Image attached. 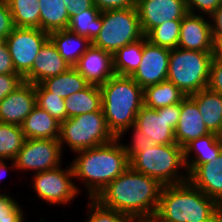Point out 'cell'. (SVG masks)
<instances>
[{
    "instance_id": "3957f363",
    "label": "cell",
    "mask_w": 222,
    "mask_h": 222,
    "mask_svg": "<svg viewBox=\"0 0 222 222\" xmlns=\"http://www.w3.org/2000/svg\"><path fill=\"white\" fill-rule=\"evenodd\" d=\"M222 206L189 181L164 185L151 222H213Z\"/></svg>"
},
{
    "instance_id": "4dcf8cb0",
    "label": "cell",
    "mask_w": 222,
    "mask_h": 222,
    "mask_svg": "<svg viewBox=\"0 0 222 222\" xmlns=\"http://www.w3.org/2000/svg\"><path fill=\"white\" fill-rule=\"evenodd\" d=\"M15 27L40 29L39 0H6Z\"/></svg>"
},
{
    "instance_id": "7c38bea8",
    "label": "cell",
    "mask_w": 222,
    "mask_h": 222,
    "mask_svg": "<svg viewBox=\"0 0 222 222\" xmlns=\"http://www.w3.org/2000/svg\"><path fill=\"white\" fill-rule=\"evenodd\" d=\"M49 39V33L39 28L14 27L6 43L17 74L24 78L32 69L40 48Z\"/></svg>"
},
{
    "instance_id": "277c9868",
    "label": "cell",
    "mask_w": 222,
    "mask_h": 222,
    "mask_svg": "<svg viewBox=\"0 0 222 222\" xmlns=\"http://www.w3.org/2000/svg\"><path fill=\"white\" fill-rule=\"evenodd\" d=\"M99 88L108 129L117 138L124 130L135 125L136 115L144 105V89L131 76L117 74Z\"/></svg>"
},
{
    "instance_id": "7a4b0ae2",
    "label": "cell",
    "mask_w": 222,
    "mask_h": 222,
    "mask_svg": "<svg viewBox=\"0 0 222 222\" xmlns=\"http://www.w3.org/2000/svg\"><path fill=\"white\" fill-rule=\"evenodd\" d=\"M70 164L75 179L85 183L89 198H96L130 166L127 152L118 138L110 143L76 152V158Z\"/></svg>"
},
{
    "instance_id": "6da1fadb",
    "label": "cell",
    "mask_w": 222,
    "mask_h": 222,
    "mask_svg": "<svg viewBox=\"0 0 222 222\" xmlns=\"http://www.w3.org/2000/svg\"><path fill=\"white\" fill-rule=\"evenodd\" d=\"M163 185L130 166L95 198L103 206L128 215L134 222H151Z\"/></svg>"
},
{
    "instance_id": "4316f807",
    "label": "cell",
    "mask_w": 222,
    "mask_h": 222,
    "mask_svg": "<svg viewBox=\"0 0 222 222\" xmlns=\"http://www.w3.org/2000/svg\"><path fill=\"white\" fill-rule=\"evenodd\" d=\"M53 95L66 99L75 92L85 89L89 83L75 67L66 72L48 78L41 83Z\"/></svg>"
},
{
    "instance_id": "60d3db41",
    "label": "cell",
    "mask_w": 222,
    "mask_h": 222,
    "mask_svg": "<svg viewBox=\"0 0 222 222\" xmlns=\"http://www.w3.org/2000/svg\"><path fill=\"white\" fill-rule=\"evenodd\" d=\"M213 42L216 52L222 51V5L210 16Z\"/></svg>"
},
{
    "instance_id": "9a60e30c",
    "label": "cell",
    "mask_w": 222,
    "mask_h": 222,
    "mask_svg": "<svg viewBox=\"0 0 222 222\" xmlns=\"http://www.w3.org/2000/svg\"><path fill=\"white\" fill-rule=\"evenodd\" d=\"M206 15L187 13L181 21L177 47L193 51L216 52L210 19ZM208 21H207V20Z\"/></svg>"
},
{
    "instance_id": "44dd1931",
    "label": "cell",
    "mask_w": 222,
    "mask_h": 222,
    "mask_svg": "<svg viewBox=\"0 0 222 222\" xmlns=\"http://www.w3.org/2000/svg\"><path fill=\"white\" fill-rule=\"evenodd\" d=\"M222 152V137L210 133L194 139L183 147V158L186 172L189 175L197 166L210 161ZM193 153V158L191 157ZM195 155V156H194Z\"/></svg>"
},
{
    "instance_id": "83f0119b",
    "label": "cell",
    "mask_w": 222,
    "mask_h": 222,
    "mask_svg": "<svg viewBox=\"0 0 222 222\" xmlns=\"http://www.w3.org/2000/svg\"><path fill=\"white\" fill-rule=\"evenodd\" d=\"M185 97L184 93L168 80L144 88V105L153 109L181 103Z\"/></svg>"
},
{
    "instance_id": "ba28073f",
    "label": "cell",
    "mask_w": 222,
    "mask_h": 222,
    "mask_svg": "<svg viewBox=\"0 0 222 222\" xmlns=\"http://www.w3.org/2000/svg\"><path fill=\"white\" fill-rule=\"evenodd\" d=\"M103 24L97 37L91 42L114 55L120 48L144 37L136 7L101 12Z\"/></svg>"
},
{
    "instance_id": "f35d334b",
    "label": "cell",
    "mask_w": 222,
    "mask_h": 222,
    "mask_svg": "<svg viewBox=\"0 0 222 222\" xmlns=\"http://www.w3.org/2000/svg\"><path fill=\"white\" fill-rule=\"evenodd\" d=\"M188 13L209 16L222 5V0H186ZM195 11V12H194Z\"/></svg>"
},
{
    "instance_id": "f546056e",
    "label": "cell",
    "mask_w": 222,
    "mask_h": 222,
    "mask_svg": "<svg viewBox=\"0 0 222 222\" xmlns=\"http://www.w3.org/2000/svg\"><path fill=\"white\" fill-rule=\"evenodd\" d=\"M143 46L144 37L120 48L113 55L114 73L122 76H132L141 63Z\"/></svg>"
},
{
    "instance_id": "30bf717a",
    "label": "cell",
    "mask_w": 222,
    "mask_h": 222,
    "mask_svg": "<svg viewBox=\"0 0 222 222\" xmlns=\"http://www.w3.org/2000/svg\"><path fill=\"white\" fill-rule=\"evenodd\" d=\"M62 148L59 139H26L13 163V169L36 173L61 166Z\"/></svg>"
},
{
    "instance_id": "52a82bcc",
    "label": "cell",
    "mask_w": 222,
    "mask_h": 222,
    "mask_svg": "<svg viewBox=\"0 0 222 222\" xmlns=\"http://www.w3.org/2000/svg\"><path fill=\"white\" fill-rule=\"evenodd\" d=\"M115 138L108 129L103 112L81 114L60 123L59 142L62 150L67 145L76 153L110 143Z\"/></svg>"
},
{
    "instance_id": "f1b7e54d",
    "label": "cell",
    "mask_w": 222,
    "mask_h": 222,
    "mask_svg": "<svg viewBox=\"0 0 222 222\" xmlns=\"http://www.w3.org/2000/svg\"><path fill=\"white\" fill-rule=\"evenodd\" d=\"M102 24L103 19L101 17V11L93 6L90 9L72 15L67 30L84 36L92 42L100 32Z\"/></svg>"
},
{
    "instance_id": "836d02e7",
    "label": "cell",
    "mask_w": 222,
    "mask_h": 222,
    "mask_svg": "<svg viewBox=\"0 0 222 222\" xmlns=\"http://www.w3.org/2000/svg\"><path fill=\"white\" fill-rule=\"evenodd\" d=\"M36 105L49 113L60 123L67 120L65 99L53 95L42 84L35 85Z\"/></svg>"
},
{
    "instance_id": "d590c367",
    "label": "cell",
    "mask_w": 222,
    "mask_h": 222,
    "mask_svg": "<svg viewBox=\"0 0 222 222\" xmlns=\"http://www.w3.org/2000/svg\"><path fill=\"white\" fill-rule=\"evenodd\" d=\"M9 195L0 193V222H25L23 209Z\"/></svg>"
},
{
    "instance_id": "d4e9b609",
    "label": "cell",
    "mask_w": 222,
    "mask_h": 222,
    "mask_svg": "<svg viewBox=\"0 0 222 222\" xmlns=\"http://www.w3.org/2000/svg\"><path fill=\"white\" fill-rule=\"evenodd\" d=\"M67 119L81 114L102 111V95L99 86L89 84L65 99Z\"/></svg>"
},
{
    "instance_id": "b9f144b4",
    "label": "cell",
    "mask_w": 222,
    "mask_h": 222,
    "mask_svg": "<svg viewBox=\"0 0 222 222\" xmlns=\"http://www.w3.org/2000/svg\"><path fill=\"white\" fill-rule=\"evenodd\" d=\"M23 82L19 74H0V102Z\"/></svg>"
},
{
    "instance_id": "ffe728a7",
    "label": "cell",
    "mask_w": 222,
    "mask_h": 222,
    "mask_svg": "<svg viewBox=\"0 0 222 222\" xmlns=\"http://www.w3.org/2000/svg\"><path fill=\"white\" fill-rule=\"evenodd\" d=\"M188 181L222 206V152L197 166L188 175Z\"/></svg>"
},
{
    "instance_id": "8d00e7d4",
    "label": "cell",
    "mask_w": 222,
    "mask_h": 222,
    "mask_svg": "<svg viewBox=\"0 0 222 222\" xmlns=\"http://www.w3.org/2000/svg\"><path fill=\"white\" fill-rule=\"evenodd\" d=\"M131 128V130L133 131V134L131 136L132 140L130 143V145L128 144H125L123 145L122 143V146L123 148L126 150L127 152V155H128V158L129 160L137 153V152H140L143 148L145 147H152L155 145L154 142H152L148 137L147 135H144L142 133V131L136 127L135 125H132L130 126L129 128H127L126 130H124L117 138L119 140L122 139L123 135L125 134L126 131H128L129 129Z\"/></svg>"
},
{
    "instance_id": "5bb4252c",
    "label": "cell",
    "mask_w": 222,
    "mask_h": 222,
    "mask_svg": "<svg viewBox=\"0 0 222 222\" xmlns=\"http://www.w3.org/2000/svg\"><path fill=\"white\" fill-rule=\"evenodd\" d=\"M170 50L152 44L144 36L142 60L131 76L134 81L144 89L149 85L167 80Z\"/></svg>"
},
{
    "instance_id": "2e32d148",
    "label": "cell",
    "mask_w": 222,
    "mask_h": 222,
    "mask_svg": "<svg viewBox=\"0 0 222 222\" xmlns=\"http://www.w3.org/2000/svg\"><path fill=\"white\" fill-rule=\"evenodd\" d=\"M35 106V85L24 81L0 102V122L21 126Z\"/></svg>"
},
{
    "instance_id": "ab89813d",
    "label": "cell",
    "mask_w": 222,
    "mask_h": 222,
    "mask_svg": "<svg viewBox=\"0 0 222 222\" xmlns=\"http://www.w3.org/2000/svg\"><path fill=\"white\" fill-rule=\"evenodd\" d=\"M14 27L7 1L0 0V40H5Z\"/></svg>"
},
{
    "instance_id": "8fae6325",
    "label": "cell",
    "mask_w": 222,
    "mask_h": 222,
    "mask_svg": "<svg viewBox=\"0 0 222 222\" xmlns=\"http://www.w3.org/2000/svg\"><path fill=\"white\" fill-rule=\"evenodd\" d=\"M73 170L71 164L63 169L58 168L34 173L33 190L38 194L40 199L49 204L68 205L77 197L80 189L74 184Z\"/></svg>"
},
{
    "instance_id": "7dc6e473",
    "label": "cell",
    "mask_w": 222,
    "mask_h": 222,
    "mask_svg": "<svg viewBox=\"0 0 222 222\" xmlns=\"http://www.w3.org/2000/svg\"><path fill=\"white\" fill-rule=\"evenodd\" d=\"M213 222H222V213Z\"/></svg>"
},
{
    "instance_id": "74e56055",
    "label": "cell",
    "mask_w": 222,
    "mask_h": 222,
    "mask_svg": "<svg viewBox=\"0 0 222 222\" xmlns=\"http://www.w3.org/2000/svg\"><path fill=\"white\" fill-rule=\"evenodd\" d=\"M207 88L222 94V54L216 52L212 60Z\"/></svg>"
},
{
    "instance_id": "5b68a950",
    "label": "cell",
    "mask_w": 222,
    "mask_h": 222,
    "mask_svg": "<svg viewBox=\"0 0 222 222\" xmlns=\"http://www.w3.org/2000/svg\"><path fill=\"white\" fill-rule=\"evenodd\" d=\"M129 162L133 170L157 179L163 186L188 181V174L184 171L183 148L177 143L145 147ZM182 171L185 173L182 174Z\"/></svg>"
},
{
    "instance_id": "e0dca14e",
    "label": "cell",
    "mask_w": 222,
    "mask_h": 222,
    "mask_svg": "<svg viewBox=\"0 0 222 222\" xmlns=\"http://www.w3.org/2000/svg\"><path fill=\"white\" fill-rule=\"evenodd\" d=\"M89 84L101 86L115 73L113 55L91 45L74 66Z\"/></svg>"
},
{
    "instance_id": "f6af8a7d",
    "label": "cell",
    "mask_w": 222,
    "mask_h": 222,
    "mask_svg": "<svg viewBox=\"0 0 222 222\" xmlns=\"http://www.w3.org/2000/svg\"><path fill=\"white\" fill-rule=\"evenodd\" d=\"M65 2V7L70 17L94 6L93 0H65Z\"/></svg>"
},
{
    "instance_id": "d6986e66",
    "label": "cell",
    "mask_w": 222,
    "mask_h": 222,
    "mask_svg": "<svg viewBox=\"0 0 222 222\" xmlns=\"http://www.w3.org/2000/svg\"><path fill=\"white\" fill-rule=\"evenodd\" d=\"M210 134L197 103L186 96L181 102V113L175 129V140L180 147H184L190 141Z\"/></svg>"
},
{
    "instance_id": "ee69618b",
    "label": "cell",
    "mask_w": 222,
    "mask_h": 222,
    "mask_svg": "<svg viewBox=\"0 0 222 222\" xmlns=\"http://www.w3.org/2000/svg\"><path fill=\"white\" fill-rule=\"evenodd\" d=\"M0 74H17L6 40H0Z\"/></svg>"
},
{
    "instance_id": "ac0fdd59",
    "label": "cell",
    "mask_w": 222,
    "mask_h": 222,
    "mask_svg": "<svg viewBox=\"0 0 222 222\" xmlns=\"http://www.w3.org/2000/svg\"><path fill=\"white\" fill-rule=\"evenodd\" d=\"M71 66L59 54L56 46L48 39L40 48L33 62L31 71L23 78L25 82L34 85L44 80L66 72Z\"/></svg>"
},
{
    "instance_id": "cb8c5ba5",
    "label": "cell",
    "mask_w": 222,
    "mask_h": 222,
    "mask_svg": "<svg viewBox=\"0 0 222 222\" xmlns=\"http://www.w3.org/2000/svg\"><path fill=\"white\" fill-rule=\"evenodd\" d=\"M49 39L71 67L78 63L80 57L91 46V42L86 37L72 33L67 29L49 33Z\"/></svg>"
},
{
    "instance_id": "9c48e42d",
    "label": "cell",
    "mask_w": 222,
    "mask_h": 222,
    "mask_svg": "<svg viewBox=\"0 0 222 222\" xmlns=\"http://www.w3.org/2000/svg\"><path fill=\"white\" fill-rule=\"evenodd\" d=\"M180 113L181 103L158 109L143 105L136 115L135 126L157 145L174 144Z\"/></svg>"
},
{
    "instance_id": "484cf974",
    "label": "cell",
    "mask_w": 222,
    "mask_h": 222,
    "mask_svg": "<svg viewBox=\"0 0 222 222\" xmlns=\"http://www.w3.org/2000/svg\"><path fill=\"white\" fill-rule=\"evenodd\" d=\"M39 5L41 30L51 33L67 29L70 15L65 0H39Z\"/></svg>"
},
{
    "instance_id": "7bdbcfd3",
    "label": "cell",
    "mask_w": 222,
    "mask_h": 222,
    "mask_svg": "<svg viewBox=\"0 0 222 222\" xmlns=\"http://www.w3.org/2000/svg\"><path fill=\"white\" fill-rule=\"evenodd\" d=\"M137 0H93L94 6L101 12L136 7Z\"/></svg>"
},
{
    "instance_id": "603a6c76",
    "label": "cell",
    "mask_w": 222,
    "mask_h": 222,
    "mask_svg": "<svg viewBox=\"0 0 222 222\" xmlns=\"http://www.w3.org/2000/svg\"><path fill=\"white\" fill-rule=\"evenodd\" d=\"M25 139H59L60 122L37 105L21 125Z\"/></svg>"
},
{
    "instance_id": "4fadbf2b",
    "label": "cell",
    "mask_w": 222,
    "mask_h": 222,
    "mask_svg": "<svg viewBox=\"0 0 222 222\" xmlns=\"http://www.w3.org/2000/svg\"><path fill=\"white\" fill-rule=\"evenodd\" d=\"M136 9L144 36L166 21L182 20L188 13L186 0H137Z\"/></svg>"
},
{
    "instance_id": "7402d4cb",
    "label": "cell",
    "mask_w": 222,
    "mask_h": 222,
    "mask_svg": "<svg viewBox=\"0 0 222 222\" xmlns=\"http://www.w3.org/2000/svg\"><path fill=\"white\" fill-rule=\"evenodd\" d=\"M190 97L197 103L209 132L222 137V94L206 88Z\"/></svg>"
},
{
    "instance_id": "8992f818",
    "label": "cell",
    "mask_w": 222,
    "mask_h": 222,
    "mask_svg": "<svg viewBox=\"0 0 222 222\" xmlns=\"http://www.w3.org/2000/svg\"><path fill=\"white\" fill-rule=\"evenodd\" d=\"M215 53L178 47L171 49L167 80L179 88L185 96L206 89Z\"/></svg>"
},
{
    "instance_id": "d6a6232c",
    "label": "cell",
    "mask_w": 222,
    "mask_h": 222,
    "mask_svg": "<svg viewBox=\"0 0 222 222\" xmlns=\"http://www.w3.org/2000/svg\"><path fill=\"white\" fill-rule=\"evenodd\" d=\"M181 21L170 20L156 26L146 35L147 40L160 47L177 48Z\"/></svg>"
},
{
    "instance_id": "bcb514c9",
    "label": "cell",
    "mask_w": 222,
    "mask_h": 222,
    "mask_svg": "<svg viewBox=\"0 0 222 222\" xmlns=\"http://www.w3.org/2000/svg\"><path fill=\"white\" fill-rule=\"evenodd\" d=\"M7 168H8L7 163L4 162L3 159L0 160V181H1V179H4L3 177H5V175H6Z\"/></svg>"
},
{
    "instance_id": "1f68e13d",
    "label": "cell",
    "mask_w": 222,
    "mask_h": 222,
    "mask_svg": "<svg viewBox=\"0 0 222 222\" xmlns=\"http://www.w3.org/2000/svg\"><path fill=\"white\" fill-rule=\"evenodd\" d=\"M25 140L21 126L0 122V160H14Z\"/></svg>"
},
{
    "instance_id": "e575fe53",
    "label": "cell",
    "mask_w": 222,
    "mask_h": 222,
    "mask_svg": "<svg viewBox=\"0 0 222 222\" xmlns=\"http://www.w3.org/2000/svg\"><path fill=\"white\" fill-rule=\"evenodd\" d=\"M89 211L85 222H134L128 215L103 206L95 198H89Z\"/></svg>"
}]
</instances>
